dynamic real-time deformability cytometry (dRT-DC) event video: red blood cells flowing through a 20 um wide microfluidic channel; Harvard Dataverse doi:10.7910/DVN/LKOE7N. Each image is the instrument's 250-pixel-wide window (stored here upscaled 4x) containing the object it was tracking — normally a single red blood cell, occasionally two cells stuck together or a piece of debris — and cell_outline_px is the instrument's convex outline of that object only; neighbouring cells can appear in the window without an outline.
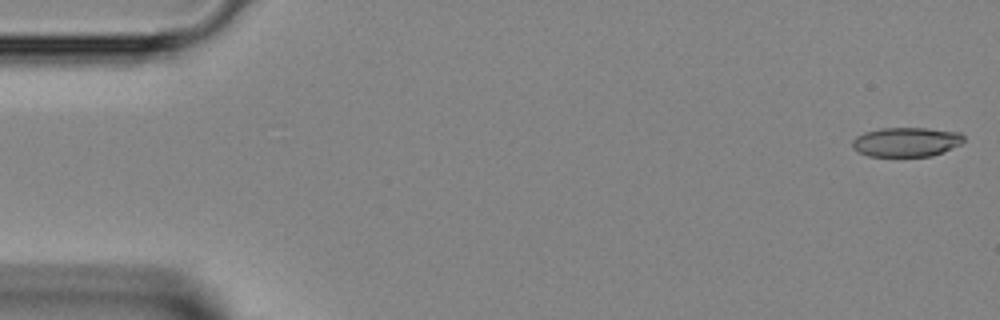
{"species": "Egyptian fruit bat (a non-hibernating species)", "species_latin": "Rousettus aegyptiacus", "temperature_condition": "room temperature", "stored_images_in_passage": 11, "camera_frame_rate_fps": 3000, "um_per_image_px": 0.085, "animal": {"sex": "female"}, "frame": {"image": 1, "passage_image": 1, "time_ms": 0.0, "image_size_px": [1000, 320], "cell_outline_px": [[964, 140], [960, 144], [944, 152], [932, 156], [868, 156], [852, 148], [852, 140], [856, 136], [864, 132], [880, 128], [924, 128], [960, 132], [964, 136]], "centroid_in_image_um": [77.03, 12.06], "position_along_channel_um": 8.0, "area_um2": 19.13}}
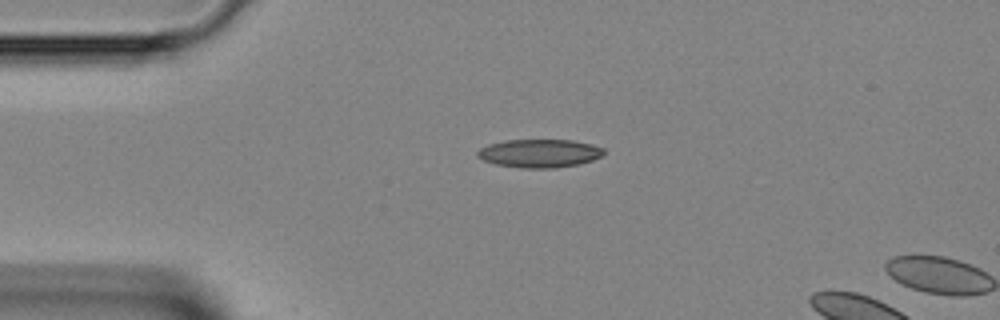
{"frame": {"image": 2, "passage_image": 10, "time_ms": 3.0, "image_size_px": [1000, 320], "cell_outline_px": [[604, 152], [600, 156], [592, 160], [576, 164], [556, 168], [520, 168], [496, 164], [484, 160], [476, 156], [476, 152], [480, 148], [488, 144], [504, 140], [572, 140], [592, 144], [604, 148]], "centroid_in_image_um": [45.82, 13.03], "position_along_channel_um": 39.2, "area_um2": 20.81}}